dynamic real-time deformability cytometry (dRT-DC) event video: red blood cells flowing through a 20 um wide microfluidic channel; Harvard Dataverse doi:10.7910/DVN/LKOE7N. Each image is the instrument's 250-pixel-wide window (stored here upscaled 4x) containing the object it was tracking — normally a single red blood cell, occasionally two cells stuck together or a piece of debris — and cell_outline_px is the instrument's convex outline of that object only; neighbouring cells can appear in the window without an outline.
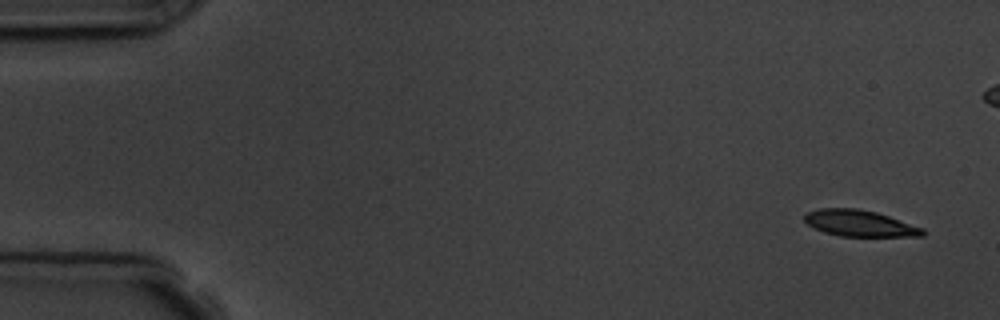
{"species": "common noctule bat (a hibernating species)", "species_latin": "Nyctalus noctula", "temperature_condition": "room temperature", "stored_images_in_passage": 6, "camera_frame_rate_fps": 3000, "um_per_image_px": 0.085, "animal": {"sex": "male", "body_mass_g": 19.5, "forearm_length_mm": 54.6}, "frame": {"image": 1, "passage_image": 1, "time_ms": 0.0, "image_size_px": [1000, 320], "cell_outline_px": [[924, 236], [840, 236], [824, 232], [808, 224], [804, 220], [804, 212], [820, 208], [856, 208], [876, 212], [924, 228]], "centroid_in_image_um": [73.05, 18.97], "position_along_channel_um": 12.0, "area_um2": 18.03}}